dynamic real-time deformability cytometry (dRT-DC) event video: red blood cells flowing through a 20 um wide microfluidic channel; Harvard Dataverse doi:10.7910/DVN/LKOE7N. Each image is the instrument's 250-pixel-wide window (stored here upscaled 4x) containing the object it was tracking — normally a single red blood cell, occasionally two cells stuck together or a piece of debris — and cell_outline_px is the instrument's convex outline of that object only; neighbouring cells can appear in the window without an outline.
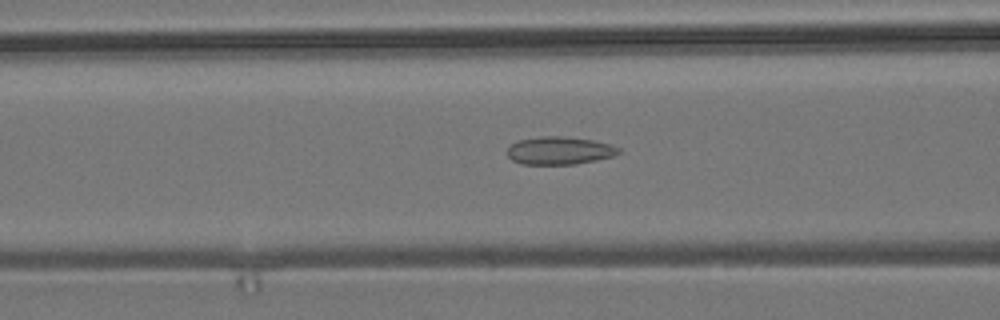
{"species": "common noctule bat (a hibernating species)", "species_latin": "Nyctalus noctula", "temperature_condition": "room temperature", "stored_images_in_passage": 21, "camera_frame_rate_fps": 3000, "um_per_image_px": 0.085, "animal": {"sex": "male", "body_mass_g": 19.2, "forearm_length_mm": 51.8}, "frame": {"image": 1, "passage_image": 21, "time_ms": 6.667, "image_size_px": [1000, 320], "cell_outline_px": [[620, 152], [612, 156], [596, 160], [576, 164], [520, 164], [512, 160], [508, 156], [508, 148], [516, 140], [540, 136], [564, 136], [592, 140], [612, 144], [620, 148]], "centroid_in_image_um": [47.55, 12.79], "position_along_channel_um": 119.1, "area_um2": 18.15}}